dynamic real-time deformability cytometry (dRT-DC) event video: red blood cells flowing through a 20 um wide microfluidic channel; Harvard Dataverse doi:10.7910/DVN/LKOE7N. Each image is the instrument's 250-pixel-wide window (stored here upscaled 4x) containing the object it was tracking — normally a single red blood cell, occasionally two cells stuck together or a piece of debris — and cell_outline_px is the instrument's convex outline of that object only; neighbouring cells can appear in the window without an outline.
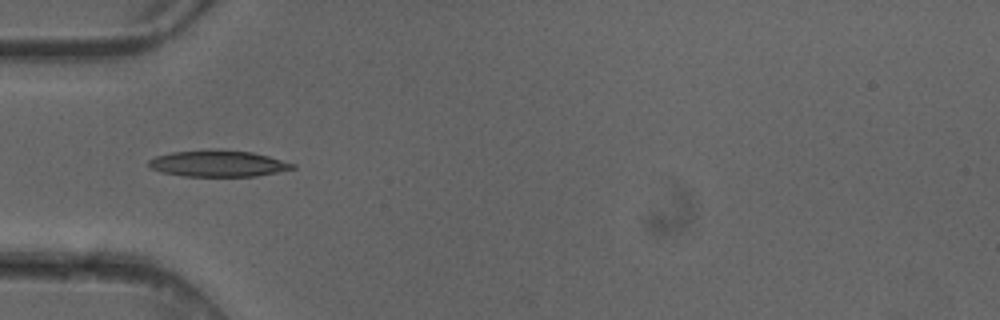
{"species": "common noctule bat (a hibernating species)", "species_latin": "Nyctalus noctula", "temperature_condition": "cold", "stored_images_in_passage": 4, "camera_frame_rate_fps": 3000, "um_per_image_px": 0.085, "animal": {"sex": "female"}, "frame": {"image": 1, "passage_image": 4, "time_ms": 1.0, "image_size_px": [1000, 320], "cell_outline_px": [[296, 168], [256, 176], [184, 176], [160, 172], [152, 168], [148, 164], [148, 160], [156, 156], [172, 152], [208, 148], [220, 148], [252, 152], [268, 156], [296, 164]], "centroid_in_image_um": [18.52, 13.88], "position_along_channel_um": 66.5, "area_um2": 22.43}}